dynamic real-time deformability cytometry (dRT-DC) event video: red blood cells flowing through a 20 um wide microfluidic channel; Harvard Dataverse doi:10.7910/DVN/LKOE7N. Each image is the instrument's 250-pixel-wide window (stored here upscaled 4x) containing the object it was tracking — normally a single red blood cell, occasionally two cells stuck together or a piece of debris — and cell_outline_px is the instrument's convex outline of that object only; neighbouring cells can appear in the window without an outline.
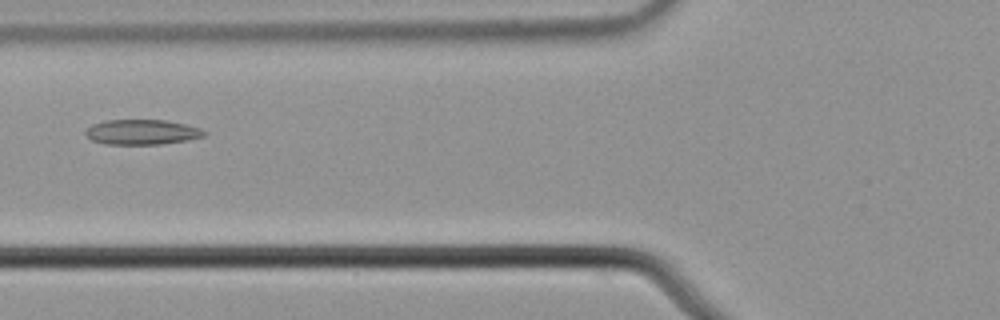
{"species": "common noctule bat (a hibernating species)", "species_latin": "Nyctalus noctula", "temperature_condition": "cold", "stored_images_in_passage": 6, "camera_frame_rate_fps": 3000, "um_per_image_px": 0.085, "animal": {"sex": "male", "body_mass_g": 21.5, "forearm_length_mm": 52.0}, "frame": {"image": 1, "passage_image": 6, "time_ms": 1.667, "image_size_px": [1000, 320], "cell_outline_px": [[208, 132], [204, 136], [188, 140], [160, 144], [104, 144], [92, 140], [84, 136], [84, 132], [92, 124], [104, 120], [164, 120], [184, 124], [200, 128]], "centroid_in_image_um": [12.04, 11.23], "position_along_channel_um": 113.8, "area_um2": 17.4}}